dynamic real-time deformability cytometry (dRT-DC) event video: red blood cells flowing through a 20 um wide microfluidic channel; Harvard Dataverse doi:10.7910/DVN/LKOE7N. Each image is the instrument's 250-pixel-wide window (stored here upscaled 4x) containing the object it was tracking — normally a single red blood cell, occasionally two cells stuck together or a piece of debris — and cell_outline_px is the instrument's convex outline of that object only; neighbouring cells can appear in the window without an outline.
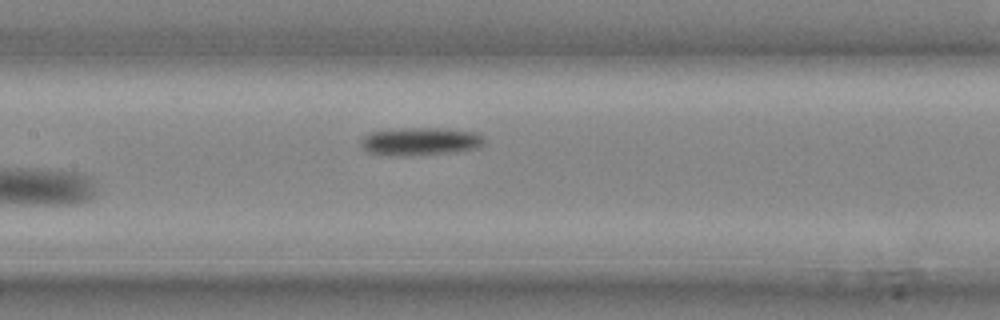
{"species": "common noctule bat (a hibernating species)", "species_latin": "Nyctalus noctula", "temperature_condition": "cold", "stored_images_in_passage": 9, "camera_frame_rate_fps": 3000, "um_per_image_px": 0.085, "animal": {"sex": "male", "body_mass_g": 20.4}, "frame": {"image": 1, "passage_image": 9, "time_ms": 2.667, "image_size_px": [1000, 320], "cell_outline_px": [[484, 144], [480, 148], [456, 152], [404, 156], [388, 156], [368, 152], [360, 144], [360, 140], [364, 136], [372, 132], [392, 128], [436, 128], [476, 132], [484, 136]], "centroid_in_image_um": [35.73, 12.03], "position_along_channel_um": 171.7, "area_um2": 20.4}}